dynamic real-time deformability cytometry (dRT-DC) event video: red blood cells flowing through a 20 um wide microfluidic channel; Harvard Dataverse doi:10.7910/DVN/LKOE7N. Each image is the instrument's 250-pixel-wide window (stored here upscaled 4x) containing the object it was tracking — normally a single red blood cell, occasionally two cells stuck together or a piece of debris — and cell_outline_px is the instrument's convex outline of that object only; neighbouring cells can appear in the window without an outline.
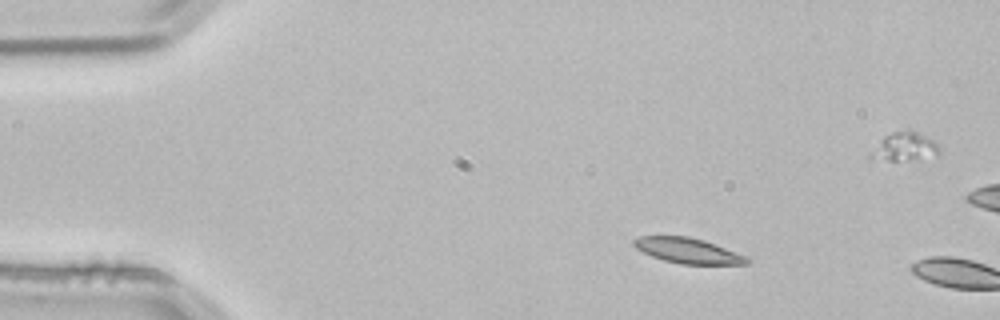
{"species": "common noctule bat (a hibernating species)", "species_latin": "Nyctalus noctula", "temperature_condition": "room temperature", "stored_images_in_passage": 2, "camera_frame_rate_fps": 3000, "um_per_image_px": 0.085, "animal": {"sex": "male", "body_mass_g": 21.5, "forearm_length_mm": 52.0}, "frame": {"image": 1, "passage_image": 1, "time_ms": 0.0, "image_size_px": [1000, 320], "cell_outline_px": [[752, 260], [748, 264], [680, 264], [664, 260], [652, 256], [636, 248], [632, 244], [632, 240], [640, 236], [688, 236], [704, 240], [748, 256]], "centroid_in_image_um": [58.5, 21.3], "position_along_channel_um": 26.5, "area_um2": 16.76}}